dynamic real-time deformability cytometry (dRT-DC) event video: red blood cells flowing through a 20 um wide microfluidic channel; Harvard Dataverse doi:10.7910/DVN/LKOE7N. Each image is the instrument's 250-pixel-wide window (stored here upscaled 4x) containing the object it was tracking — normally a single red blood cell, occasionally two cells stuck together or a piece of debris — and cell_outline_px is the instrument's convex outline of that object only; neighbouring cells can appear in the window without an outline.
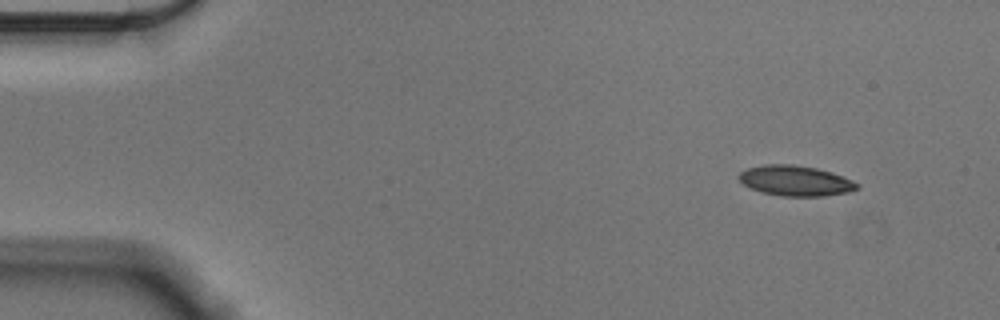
{"species": "Egyptian fruit bat (a non-hibernating species)", "species_latin": "Rousettus aegyptiacus", "temperature_condition": "cold", "stored_images_in_passage": 52, "camera_frame_rate_fps": 3000, "um_per_image_px": 0.085, "animal": {"sex": "male"}, "frame": {"image": 1, "passage_image": 1, "time_ms": 0.0, "image_size_px": [1000, 320], "cell_outline_px": [[860, 188], [848, 192], [824, 196], [780, 196], [760, 192], [744, 184], [736, 176], [740, 172], [748, 168], [764, 164], [792, 164], [816, 168], [832, 172], [852, 180], [860, 184]], "centroid_in_image_um": [67.62, 15.36], "position_along_channel_um": 17.4, "area_um2": 20.98}}
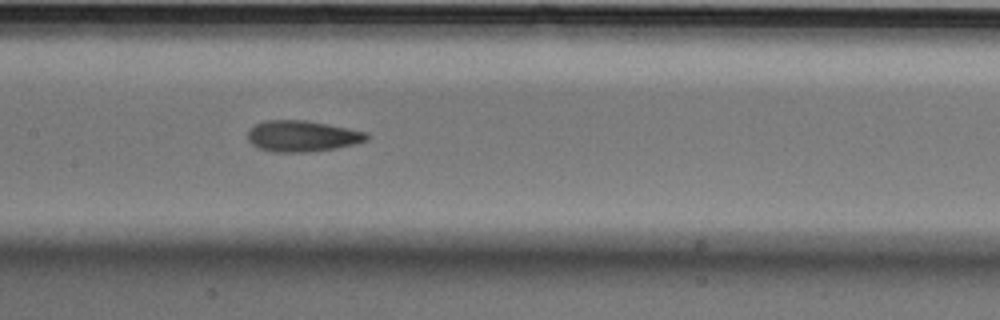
{"frame": {"image": 2, "passage_image": 23, "time_ms": 7.333, "image_size_px": [1000, 320], "cell_outline_px": [[372, 136], [368, 140], [356, 144], [336, 148], [308, 152], [272, 152], [256, 148], [248, 140], [248, 132], [256, 124], [264, 120], [304, 120], [368, 132]], "centroid_in_image_um": [25.71, 11.58], "position_along_channel_um": 181.7, "area_um2": 21.68}}
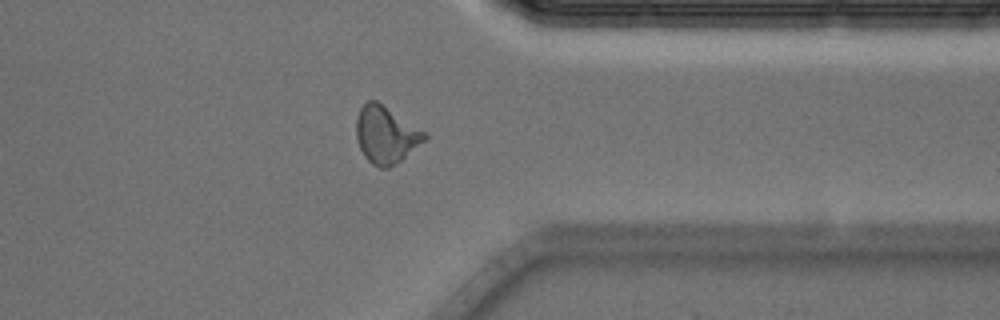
{"frame": {"image": 3, "passage_image": 40, "time_ms": 13.0, "image_size_px": [1000, 320], "cell_outline_px": [[428, 136], [424, 140], [400, 160], [388, 168], [380, 168], [372, 164], [364, 156], [356, 140], [356, 116], [360, 108], [368, 100], [376, 100], [428, 132]], "centroid_in_image_um": [32.79, 11.43], "position_along_channel_um": 378.6, "area_um2": 22.72}, "authors_computed_cell_mechanics": {"area_um2": 21.3571, "velocity_mm_per_s": 3.5629, "shape_relaxation_time_tau1_ms": 6.9193, "shape_relaxation_time_tau2_ms": 2.3022, "deformation_change_tau1": 0.166, "deformation_change_tau2": 0.0995}}